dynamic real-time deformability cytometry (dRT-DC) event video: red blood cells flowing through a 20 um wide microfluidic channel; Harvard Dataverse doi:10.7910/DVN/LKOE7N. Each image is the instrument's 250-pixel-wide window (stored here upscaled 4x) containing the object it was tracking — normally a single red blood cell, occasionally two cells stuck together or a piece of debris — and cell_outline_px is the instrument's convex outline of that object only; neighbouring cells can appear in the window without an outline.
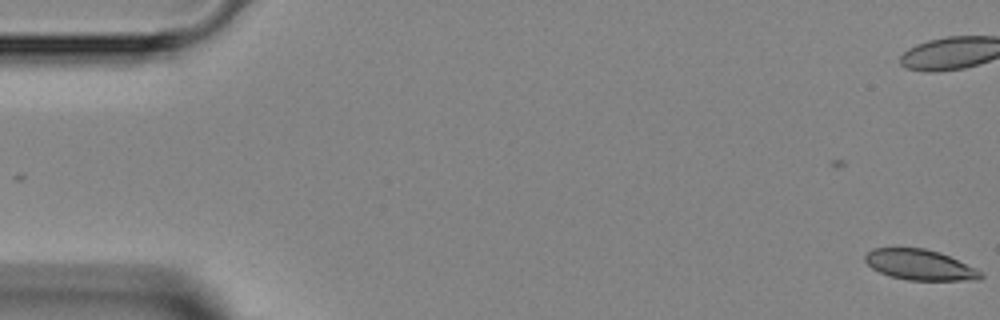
{"species": "Egyptian fruit bat (a non-hibernating species)", "species_latin": "Rousettus aegyptiacus", "temperature_condition": "room temperature", "stored_images_in_passage": 5, "camera_frame_rate_fps": 3000, "um_per_image_px": 0.085, "animal": {"sex": "female"}, "frame": {"image": 1, "passage_image": 5, "time_ms": 1.333, "image_size_px": [1000, 320], "cell_outline_px": [[984, 276], [980, 280], [908, 280], [892, 276], [880, 272], [872, 268], [864, 260], [864, 256], [872, 248], [924, 248], [940, 252], [976, 268]], "centroid_in_image_um": [78.2, 22.51], "position_along_channel_um": 6.8, "area_um2": 20.46}}